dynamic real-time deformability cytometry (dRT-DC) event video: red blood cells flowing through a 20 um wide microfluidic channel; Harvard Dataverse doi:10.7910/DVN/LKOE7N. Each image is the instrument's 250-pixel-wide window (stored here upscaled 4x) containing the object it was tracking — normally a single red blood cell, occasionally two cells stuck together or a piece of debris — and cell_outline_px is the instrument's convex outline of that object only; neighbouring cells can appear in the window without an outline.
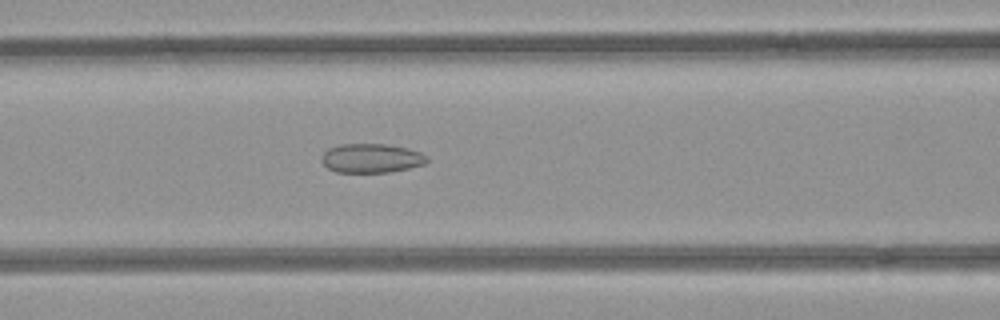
{"species": "common noctule bat (a hibernating species)", "species_latin": "Nyctalus noctula", "temperature_condition": "room temperature", "stored_images_in_passage": 46, "camera_frame_rate_fps": 3000, "um_per_image_px": 0.085, "animal": {"sex": "female", "body_mass_g": 21.9}, "frame": {"image": 1, "passage_image": 16, "time_ms": 5.0, "image_size_px": [1000, 320], "cell_outline_px": [[428, 160], [424, 164], [408, 168], [388, 172], [336, 172], [328, 168], [320, 160], [320, 156], [328, 148], [340, 144], [384, 144], [408, 148], [420, 152], [428, 156]], "centroid_in_image_um": [31.54, 13.44], "position_along_channel_um": 135.1, "area_um2": 17.92}}
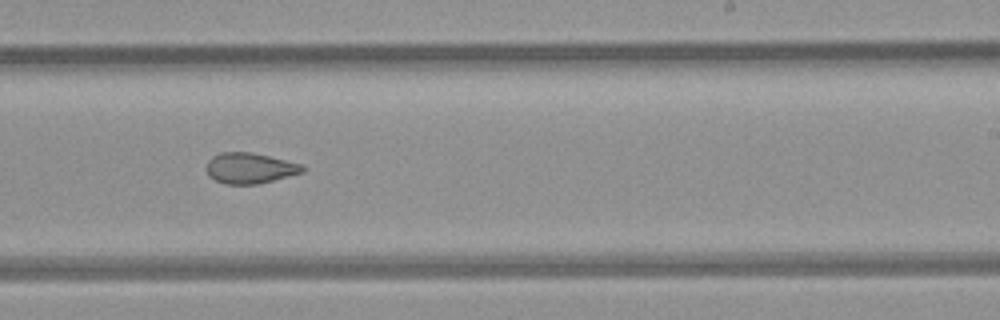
{"frame": {"image": 2, "passage_image": 26, "time_ms": 8.333, "image_size_px": [1000, 320], "cell_outline_px": [[304, 172], [256, 184], [224, 184], [208, 176], [208, 160], [212, 156], [220, 152], [252, 152], [304, 164]], "centroid_in_image_um": [21.25, 14.28], "position_along_channel_um": 267.8, "area_um2": 17.11}}
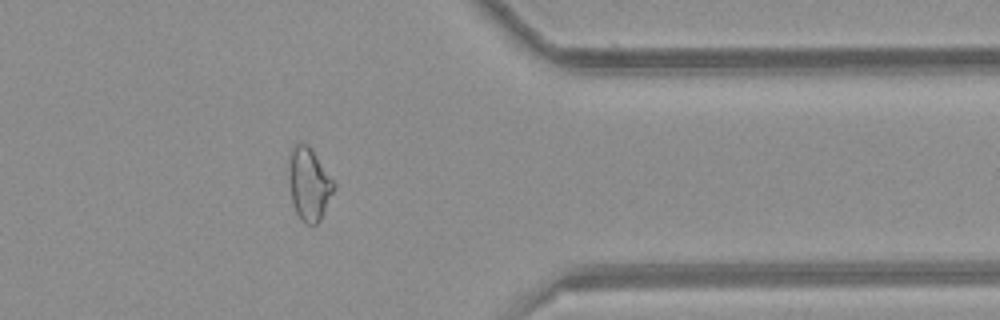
{"frame": {"image": 3, "passage_image": 36, "time_ms": 11.667, "image_size_px": [1000, 320], "cell_outline_px": [[336, 188], [320, 220], [316, 224], [304, 224], [300, 220], [292, 204], [288, 180], [288, 156], [296, 140], [300, 140], [308, 144], [312, 148], [336, 184]], "centroid_in_image_um": [26.24, 15.59], "position_along_channel_um": 385.2, "area_um2": 19.83}, "authors_computed_cell_mechanics": {"area_um2": 19.7676, "velocity_mm_per_s": 3.9899, "shape_relaxation_time_tau1_ms": null, "shape_relaxation_time_tau2_ms": 2.4033, "deformation_change_tau1": null, "deformation_change_tau2": 0.0811}}